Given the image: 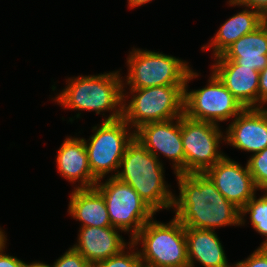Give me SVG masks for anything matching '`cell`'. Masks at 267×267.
<instances>
[{
  "instance_id": "obj_28",
  "label": "cell",
  "mask_w": 267,
  "mask_h": 267,
  "mask_svg": "<svg viewBox=\"0 0 267 267\" xmlns=\"http://www.w3.org/2000/svg\"><path fill=\"white\" fill-rule=\"evenodd\" d=\"M6 243L7 242L0 246V267H25L28 263H25L15 256H9L4 253Z\"/></svg>"
},
{
  "instance_id": "obj_13",
  "label": "cell",
  "mask_w": 267,
  "mask_h": 267,
  "mask_svg": "<svg viewBox=\"0 0 267 267\" xmlns=\"http://www.w3.org/2000/svg\"><path fill=\"white\" fill-rule=\"evenodd\" d=\"M225 143L257 153L267 147V108H245L226 128Z\"/></svg>"
},
{
  "instance_id": "obj_20",
  "label": "cell",
  "mask_w": 267,
  "mask_h": 267,
  "mask_svg": "<svg viewBox=\"0 0 267 267\" xmlns=\"http://www.w3.org/2000/svg\"><path fill=\"white\" fill-rule=\"evenodd\" d=\"M244 10L227 19L219 28L215 36L202 51L213 49V57L221 56L234 42L247 33L257 29L262 24L263 15L247 6ZM208 48V49H207Z\"/></svg>"
},
{
  "instance_id": "obj_8",
  "label": "cell",
  "mask_w": 267,
  "mask_h": 267,
  "mask_svg": "<svg viewBox=\"0 0 267 267\" xmlns=\"http://www.w3.org/2000/svg\"><path fill=\"white\" fill-rule=\"evenodd\" d=\"M198 76L190 69L185 81L184 114L188 118L219 125L245 109L213 72L204 88L188 92L187 84Z\"/></svg>"
},
{
  "instance_id": "obj_25",
  "label": "cell",
  "mask_w": 267,
  "mask_h": 267,
  "mask_svg": "<svg viewBox=\"0 0 267 267\" xmlns=\"http://www.w3.org/2000/svg\"><path fill=\"white\" fill-rule=\"evenodd\" d=\"M267 267V247L260 246L245 260L239 261L232 267Z\"/></svg>"
},
{
  "instance_id": "obj_10",
  "label": "cell",
  "mask_w": 267,
  "mask_h": 267,
  "mask_svg": "<svg viewBox=\"0 0 267 267\" xmlns=\"http://www.w3.org/2000/svg\"><path fill=\"white\" fill-rule=\"evenodd\" d=\"M181 139L185 153V174L204 173L225 154L219 151L225 135L217 124L181 116Z\"/></svg>"
},
{
  "instance_id": "obj_1",
  "label": "cell",
  "mask_w": 267,
  "mask_h": 267,
  "mask_svg": "<svg viewBox=\"0 0 267 267\" xmlns=\"http://www.w3.org/2000/svg\"><path fill=\"white\" fill-rule=\"evenodd\" d=\"M179 196L173 209L185 228L215 230L241 225V209L228 201L205 173L175 174Z\"/></svg>"
},
{
  "instance_id": "obj_29",
  "label": "cell",
  "mask_w": 267,
  "mask_h": 267,
  "mask_svg": "<svg viewBox=\"0 0 267 267\" xmlns=\"http://www.w3.org/2000/svg\"><path fill=\"white\" fill-rule=\"evenodd\" d=\"M150 1H152V0H128V5H129L130 9H132V8L142 6L146 3H149Z\"/></svg>"
},
{
  "instance_id": "obj_2",
  "label": "cell",
  "mask_w": 267,
  "mask_h": 267,
  "mask_svg": "<svg viewBox=\"0 0 267 267\" xmlns=\"http://www.w3.org/2000/svg\"><path fill=\"white\" fill-rule=\"evenodd\" d=\"M135 137L120 161L116 178L129 184L155 213L173 208L175 193L164 179L163 163Z\"/></svg>"
},
{
  "instance_id": "obj_15",
  "label": "cell",
  "mask_w": 267,
  "mask_h": 267,
  "mask_svg": "<svg viewBox=\"0 0 267 267\" xmlns=\"http://www.w3.org/2000/svg\"><path fill=\"white\" fill-rule=\"evenodd\" d=\"M121 230L115 227H81L77 243L72 246L91 265L119 254L130 242L126 243Z\"/></svg>"
},
{
  "instance_id": "obj_24",
  "label": "cell",
  "mask_w": 267,
  "mask_h": 267,
  "mask_svg": "<svg viewBox=\"0 0 267 267\" xmlns=\"http://www.w3.org/2000/svg\"><path fill=\"white\" fill-rule=\"evenodd\" d=\"M46 267H92V265L74 248L70 247L53 265Z\"/></svg>"
},
{
  "instance_id": "obj_26",
  "label": "cell",
  "mask_w": 267,
  "mask_h": 267,
  "mask_svg": "<svg viewBox=\"0 0 267 267\" xmlns=\"http://www.w3.org/2000/svg\"><path fill=\"white\" fill-rule=\"evenodd\" d=\"M230 6H247L259 11L262 15L267 13V0H229Z\"/></svg>"
},
{
  "instance_id": "obj_12",
  "label": "cell",
  "mask_w": 267,
  "mask_h": 267,
  "mask_svg": "<svg viewBox=\"0 0 267 267\" xmlns=\"http://www.w3.org/2000/svg\"><path fill=\"white\" fill-rule=\"evenodd\" d=\"M204 173L217 190L240 209L255 196L258 190L247 164L244 168L226 155Z\"/></svg>"
},
{
  "instance_id": "obj_7",
  "label": "cell",
  "mask_w": 267,
  "mask_h": 267,
  "mask_svg": "<svg viewBox=\"0 0 267 267\" xmlns=\"http://www.w3.org/2000/svg\"><path fill=\"white\" fill-rule=\"evenodd\" d=\"M92 130L94 135L88 140L84 138L92 175L101 180L115 171V174L111 175L115 177L127 146L135 137V131L131 133V127L122 118L102 121L101 125L94 126Z\"/></svg>"
},
{
  "instance_id": "obj_32",
  "label": "cell",
  "mask_w": 267,
  "mask_h": 267,
  "mask_svg": "<svg viewBox=\"0 0 267 267\" xmlns=\"http://www.w3.org/2000/svg\"><path fill=\"white\" fill-rule=\"evenodd\" d=\"M262 23L265 26V28L267 29V13L263 15Z\"/></svg>"
},
{
  "instance_id": "obj_30",
  "label": "cell",
  "mask_w": 267,
  "mask_h": 267,
  "mask_svg": "<svg viewBox=\"0 0 267 267\" xmlns=\"http://www.w3.org/2000/svg\"><path fill=\"white\" fill-rule=\"evenodd\" d=\"M25 267H46L45 263L43 262H30V264H27Z\"/></svg>"
},
{
  "instance_id": "obj_21",
  "label": "cell",
  "mask_w": 267,
  "mask_h": 267,
  "mask_svg": "<svg viewBox=\"0 0 267 267\" xmlns=\"http://www.w3.org/2000/svg\"><path fill=\"white\" fill-rule=\"evenodd\" d=\"M257 199L256 195L241 209V225L245 224L246 213L250 215V223L257 233L265 237L260 246L267 247V190Z\"/></svg>"
},
{
  "instance_id": "obj_23",
  "label": "cell",
  "mask_w": 267,
  "mask_h": 267,
  "mask_svg": "<svg viewBox=\"0 0 267 267\" xmlns=\"http://www.w3.org/2000/svg\"><path fill=\"white\" fill-rule=\"evenodd\" d=\"M128 247H126V249L130 251H125L124 248L119 254L111 256L104 261L97 262L93 264L92 267H141L142 261L139 251H134L136 246L130 241Z\"/></svg>"
},
{
  "instance_id": "obj_27",
  "label": "cell",
  "mask_w": 267,
  "mask_h": 267,
  "mask_svg": "<svg viewBox=\"0 0 267 267\" xmlns=\"http://www.w3.org/2000/svg\"><path fill=\"white\" fill-rule=\"evenodd\" d=\"M267 104V65L259 72L258 108Z\"/></svg>"
},
{
  "instance_id": "obj_9",
  "label": "cell",
  "mask_w": 267,
  "mask_h": 267,
  "mask_svg": "<svg viewBox=\"0 0 267 267\" xmlns=\"http://www.w3.org/2000/svg\"><path fill=\"white\" fill-rule=\"evenodd\" d=\"M95 188L105 200L111 225L122 232L131 231L130 241L156 214L129 184L116 177L110 176L105 183L98 180Z\"/></svg>"
},
{
  "instance_id": "obj_33",
  "label": "cell",
  "mask_w": 267,
  "mask_h": 267,
  "mask_svg": "<svg viewBox=\"0 0 267 267\" xmlns=\"http://www.w3.org/2000/svg\"><path fill=\"white\" fill-rule=\"evenodd\" d=\"M141 267H152V266H149V265H146V264H142Z\"/></svg>"
},
{
  "instance_id": "obj_4",
  "label": "cell",
  "mask_w": 267,
  "mask_h": 267,
  "mask_svg": "<svg viewBox=\"0 0 267 267\" xmlns=\"http://www.w3.org/2000/svg\"><path fill=\"white\" fill-rule=\"evenodd\" d=\"M137 246L142 264L152 267H189L185 227L173 218L161 223L153 218L131 240Z\"/></svg>"
},
{
  "instance_id": "obj_5",
  "label": "cell",
  "mask_w": 267,
  "mask_h": 267,
  "mask_svg": "<svg viewBox=\"0 0 267 267\" xmlns=\"http://www.w3.org/2000/svg\"><path fill=\"white\" fill-rule=\"evenodd\" d=\"M131 100L123 93L122 119L136 130L150 122H162L184 115L185 85L129 89ZM127 97V98H126Z\"/></svg>"
},
{
  "instance_id": "obj_16",
  "label": "cell",
  "mask_w": 267,
  "mask_h": 267,
  "mask_svg": "<svg viewBox=\"0 0 267 267\" xmlns=\"http://www.w3.org/2000/svg\"><path fill=\"white\" fill-rule=\"evenodd\" d=\"M57 170L70 183L80 182L75 188L95 187L97 179L92 175L84 138L66 137L56 158Z\"/></svg>"
},
{
  "instance_id": "obj_31",
  "label": "cell",
  "mask_w": 267,
  "mask_h": 267,
  "mask_svg": "<svg viewBox=\"0 0 267 267\" xmlns=\"http://www.w3.org/2000/svg\"><path fill=\"white\" fill-rule=\"evenodd\" d=\"M7 236L5 235V233L3 232V230L0 228V246L6 242Z\"/></svg>"
},
{
  "instance_id": "obj_11",
  "label": "cell",
  "mask_w": 267,
  "mask_h": 267,
  "mask_svg": "<svg viewBox=\"0 0 267 267\" xmlns=\"http://www.w3.org/2000/svg\"><path fill=\"white\" fill-rule=\"evenodd\" d=\"M135 138L155 157L158 158L159 154H163L164 157L171 160L174 174H185L181 117L168 121L146 123L135 130Z\"/></svg>"
},
{
  "instance_id": "obj_17",
  "label": "cell",
  "mask_w": 267,
  "mask_h": 267,
  "mask_svg": "<svg viewBox=\"0 0 267 267\" xmlns=\"http://www.w3.org/2000/svg\"><path fill=\"white\" fill-rule=\"evenodd\" d=\"M214 59V61H234L237 65L262 71L267 65V29L262 23Z\"/></svg>"
},
{
  "instance_id": "obj_22",
  "label": "cell",
  "mask_w": 267,
  "mask_h": 267,
  "mask_svg": "<svg viewBox=\"0 0 267 267\" xmlns=\"http://www.w3.org/2000/svg\"><path fill=\"white\" fill-rule=\"evenodd\" d=\"M247 166L258 190H267V147L251 154Z\"/></svg>"
},
{
  "instance_id": "obj_14",
  "label": "cell",
  "mask_w": 267,
  "mask_h": 267,
  "mask_svg": "<svg viewBox=\"0 0 267 267\" xmlns=\"http://www.w3.org/2000/svg\"><path fill=\"white\" fill-rule=\"evenodd\" d=\"M211 68L244 108H258L259 71L234 61H215Z\"/></svg>"
},
{
  "instance_id": "obj_6",
  "label": "cell",
  "mask_w": 267,
  "mask_h": 267,
  "mask_svg": "<svg viewBox=\"0 0 267 267\" xmlns=\"http://www.w3.org/2000/svg\"><path fill=\"white\" fill-rule=\"evenodd\" d=\"M127 57L128 75L125 84L130 89L153 86L185 85L190 70L188 63L171 55L150 50L132 49Z\"/></svg>"
},
{
  "instance_id": "obj_3",
  "label": "cell",
  "mask_w": 267,
  "mask_h": 267,
  "mask_svg": "<svg viewBox=\"0 0 267 267\" xmlns=\"http://www.w3.org/2000/svg\"><path fill=\"white\" fill-rule=\"evenodd\" d=\"M120 71L98 75H85L68 78L67 86L57 94L54 101L65 109L78 111H110L103 121L122 118L123 79Z\"/></svg>"
},
{
  "instance_id": "obj_18",
  "label": "cell",
  "mask_w": 267,
  "mask_h": 267,
  "mask_svg": "<svg viewBox=\"0 0 267 267\" xmlns=\"http://www.w3.org/2000/svg\"><path fill=\"white\" fill-rule=\"evenodd\" d=\"M68 206V214L81 227H112L105 200L95 187L74 188Z\"/></svg>"
},
{
  "instance_id": "obj_19",
  "label": "cell",
  "mask_w": 267,
  "mask_h": 267,
  "mask_svg": "<svg viewBox=\"0 0 267 267\" xmlns=\"http://www.w3.org/2000/svg\"><path fill=\"white\" fill-rule=\"evenodd\" d=\"M189 267H231L215 230L185 228Z\"/></svg>"
}]
</instances>
